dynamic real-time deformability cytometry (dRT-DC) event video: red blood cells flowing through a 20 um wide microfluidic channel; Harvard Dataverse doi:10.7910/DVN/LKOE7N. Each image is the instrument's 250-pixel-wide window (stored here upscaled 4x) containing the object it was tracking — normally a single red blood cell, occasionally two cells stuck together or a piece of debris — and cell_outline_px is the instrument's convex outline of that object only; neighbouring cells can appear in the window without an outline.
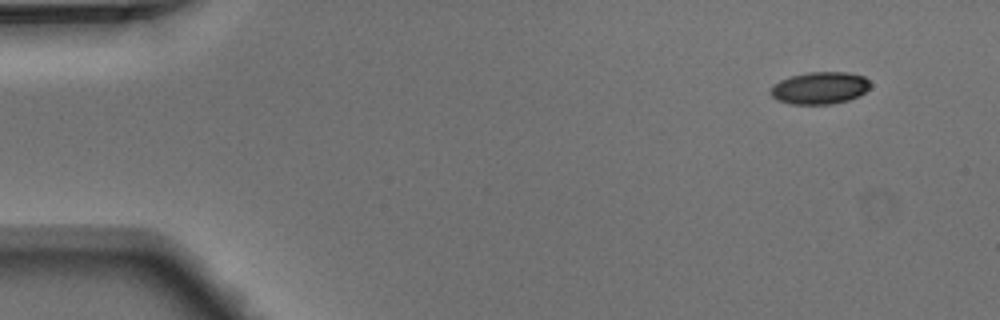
{"species": "Egyptian fruit bat (a non-hibernating species)", "species_latin": "Rousettus aegyptiacus", "temperature_condition": "warm", "stored_images_in_passage": 6, "camera_frame_rate_fps": 3000, "um_per_image_px": 0.085, "animal": {"sex": "male"}, "frame": {"image": 1, "passage_image": 1, "time_ms": 0.0, "image_size_px": [1000, 320], "cell_outline_px": [[872, 84], [860, 96], [848, 100], [832, 104], [792, 104], [776, 100], [768, 92], [772, 84], [780, 80], [792, 76], [808, 72], [848, 72], [864, 76]], "centroid_in_image_um": [69.66, 7.48], "position_along_channel_um": 15.3, "area_um2": 18.9}}
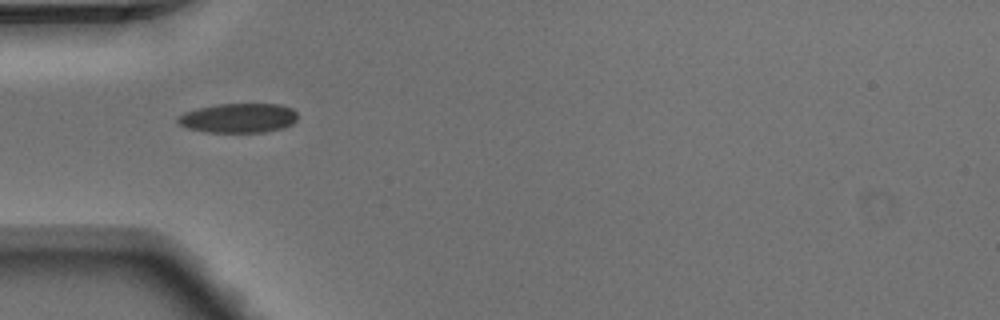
{"frame": {"image": 2, "passage_image": 4, "time_ms": 1.0, "image_size_px": [1000, 320], "cell_outline_px": [[296, 120], [292, 124], [284, 128], [264, 132], [208, 132], [188, 128], [180, 124], [176, 120], [176, 116], [184, 112], [196, 108], [220, 104], [280, 104], [292, 108], [296, 112]], "centroid_in_image_um": [20.26, 10.03], "position_along_channel_um": 64.7, "area_um2": 20.63}}